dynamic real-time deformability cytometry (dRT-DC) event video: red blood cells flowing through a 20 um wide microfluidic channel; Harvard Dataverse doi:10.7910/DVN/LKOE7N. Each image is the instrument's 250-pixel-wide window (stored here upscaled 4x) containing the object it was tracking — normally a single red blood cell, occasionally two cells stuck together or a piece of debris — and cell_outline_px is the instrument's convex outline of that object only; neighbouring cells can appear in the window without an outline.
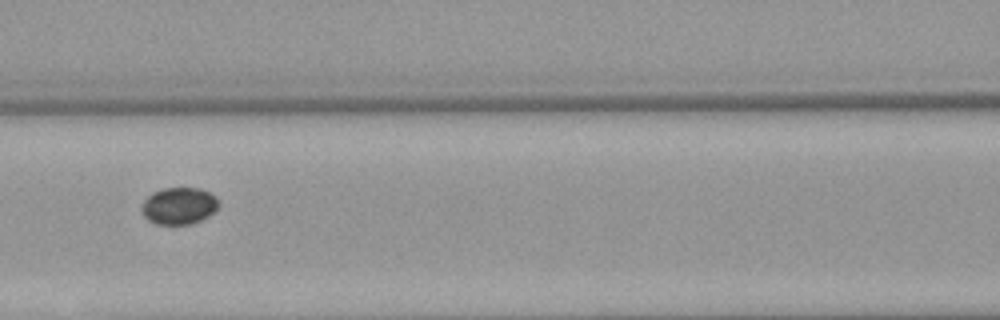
{"species": "Egyptian fruit bat (a non-hibernating species)", "species_latin": "Rousettus aegyptiacus", "temperature_condition": "warm", "stored_images_in_passage": 6, "camera_frame_rate_fps": 3000, "um_per_image_px": 0.085, "animal": {"sex": "female"}, "frame": {"image": 1, "passage_image": 4, "time_ms": 3.667, "image_size_px": [1000, 320], "cell_outline_px": [[220, 204], [208, 216], [192, 224], [156, 224], [148, 220], [144, 216], [140, 208], [140, 204], [152, 192], [164, 188], [200, 188], [216, 196]], "centroid_in_image_um": [15.18, 17.49], "position_along_channel_um": 151.4, "area_um2": 16.65}}
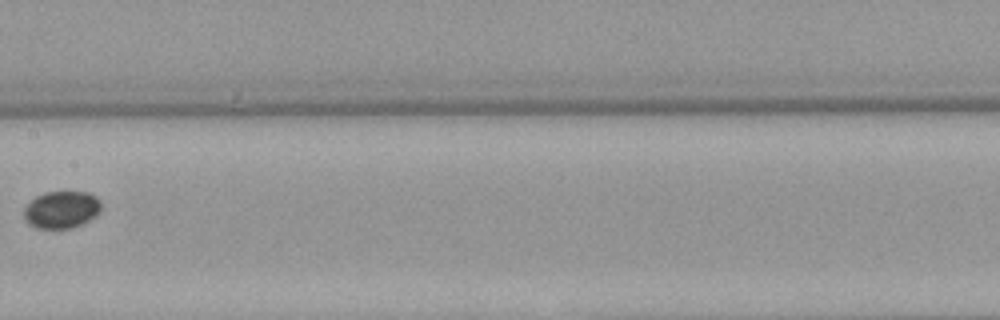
{"frame": {"image": 2, "passage_image": 5, "time_ms": 5.0, "image_size_px": [1000, 320], "cell_outline_px": [[100, 212], [96, 216], [72, 228], [36, 228], [28, 224], [24, 216], [24, 208], [36, 196], [44, 192], [88, 192], [96, 196], [100, 200]], "centroid_in_image_um": [5.23, 17.81], "position_along_channel_um": 202.2, "area_um2": 16.7}}
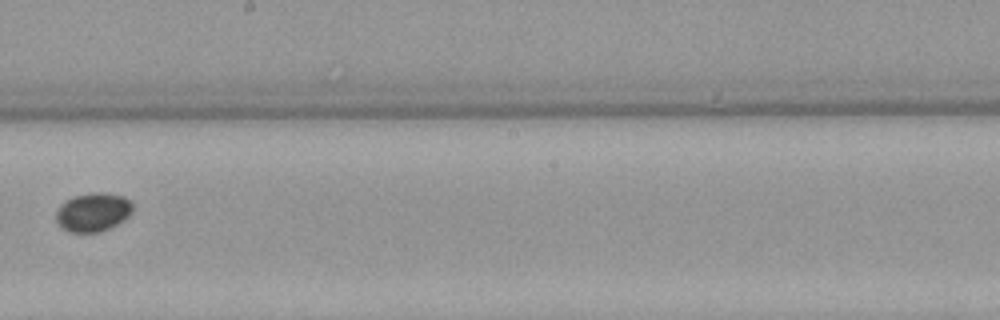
{"frame": {"image": 3, "passage_image": 6, "time_ms": 6.0, "image_size_px": [1000, 320], "cell_outline_px": [[132, 212], [124, 220], [100, 232], [68, 232], [56, 220], [56, 212], [60, 204], [64, 200], [72, 196], [92, 192], [104, 192], [124, 196], [132, 204]], "centroid_in_image_um": [7.89, 18.01], "position_along_channel_um": 240.3, "area_um2": 17.34}}